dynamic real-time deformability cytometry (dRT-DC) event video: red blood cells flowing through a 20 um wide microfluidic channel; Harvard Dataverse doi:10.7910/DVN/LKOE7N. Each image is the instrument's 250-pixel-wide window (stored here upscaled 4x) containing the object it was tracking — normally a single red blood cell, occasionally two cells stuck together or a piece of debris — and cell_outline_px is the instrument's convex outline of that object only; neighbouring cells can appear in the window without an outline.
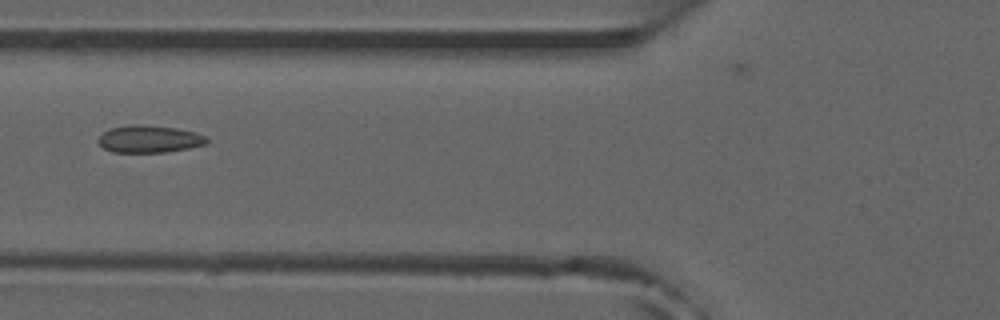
{"species": "common noctule bat (a hibernating species)", "species_latin": "Nyctalus noctula", "temperature_condition": "room temperature", "stored_images_in_passage": 7, "camera_frame_rate_fps": 3000, "um_per_image_px": 0.085, "animal": {"sex": "male", "forearm_length_mm": 52.5}, "frame": {"image": 1, "passage_image": 6, "time_ms": 1.667, "image_size_px": [1000, 320], "cell_outline_px": [[208, 144], [188, 148], [164, 152], [112, 152], [104, 148], [96, 140], [104, 132], [112, 128], [132, 124], [136, 124], [176, 128], [196, 132], [204, 136], [208, 140]], "centroid_in_image_um": [12.69, 11.82], "position_along_channel_um": 113.1, "area_um2": 17.11}}